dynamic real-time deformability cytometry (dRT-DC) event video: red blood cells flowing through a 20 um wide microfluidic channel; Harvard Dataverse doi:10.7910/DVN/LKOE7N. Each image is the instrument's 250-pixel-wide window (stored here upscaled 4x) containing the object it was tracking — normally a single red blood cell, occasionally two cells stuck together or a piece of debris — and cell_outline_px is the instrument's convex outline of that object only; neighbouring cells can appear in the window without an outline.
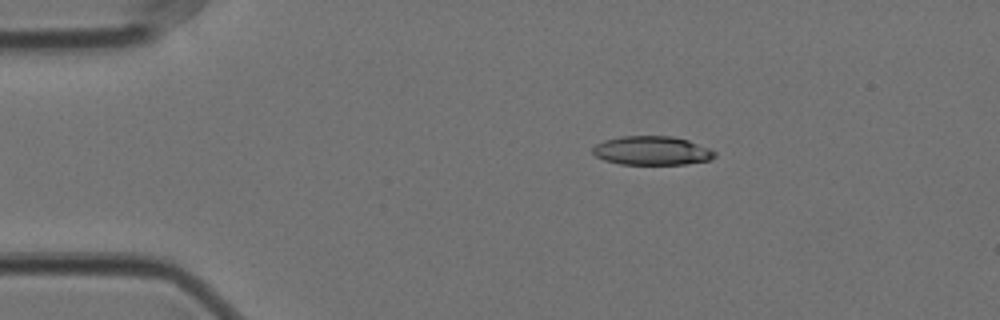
{"species": "Egyptian fruit bat (a non-hibernating species)", "species_latin": "Rousettus aegyptiacus", "temperature_condition": "cold", "stored_images_in_passage": 48, "camera_frame_rate_fps": 3000, "um_per_image_px": 0.085, "animal": {"sex": "female"}, "frame": {"image": 1, "passage_image": 1, "time_ms": 0.0, "image_size_px": [1000, 320], "cell_outline_px": [[716, 156], [712, 160], [684, 164], [620, 164], [604, 160], [596, 156], [592, 152], [592, 148], [596, 144], [604, 140], [620, 136], [672, 136], [688, 140], [708, 148], [716, 152]], "centroid_in_image_um": [55.41, 12.8], "position_along_channel_um": 29.6, "area_um2": 20.58}}
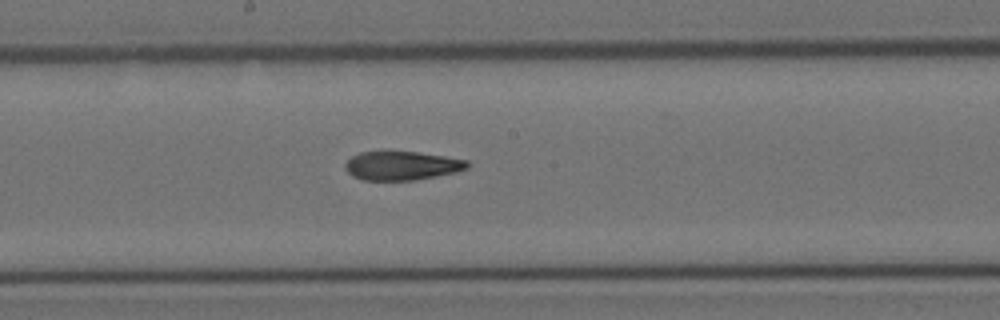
{"frame": {"image": 2, "passage_image": 21, "time_ms": 6.667, "image_size_px": [1000, 320], "cell_outline_px": [[468, 168], [456, 172], [416, 180], [364, 180], [352, 176], [344, 168], [344, 164], [352, 156], [360, 152], [416, 152], [444, 156], [468, 160]], "centroid_in_image_um": [34.15, 14.09], "position_along_channel_um": 214.1, "area_um2": 20.4}}
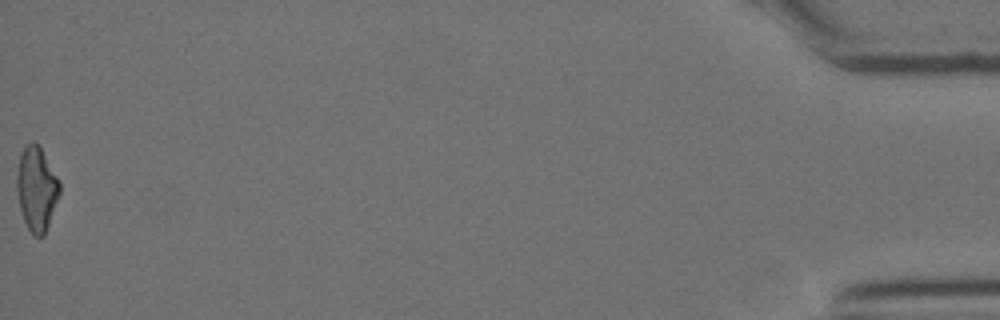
{"frame": {"image": 3, "passage_image": 48, "time_ms": 15.667, "image_size_px": [1000, 320], "cell_outline_px": [[60, 192], [44, 236], [32, 236], [24, 220], [20, 208], [16, 192], [16, 176], [20, 152], [32, 140], [40, 148], [60, 180]], "centroid_in_image_um": [3.09, 16.05], "position_along_channel_um": 432.1, "area_um2": 20.92}, "authors_computed_cell_mechanics": {"area_um2": 21.3571, "velocity_mm_per_s": 3.5477, "shape_relaxation_time_tau1_ms": 8.1377, "shape_relaxation_time_tau2_ms": 2.7674, "deformation_change_tau1": 0.2254, "deformation_change_tau2": 0.1116}}